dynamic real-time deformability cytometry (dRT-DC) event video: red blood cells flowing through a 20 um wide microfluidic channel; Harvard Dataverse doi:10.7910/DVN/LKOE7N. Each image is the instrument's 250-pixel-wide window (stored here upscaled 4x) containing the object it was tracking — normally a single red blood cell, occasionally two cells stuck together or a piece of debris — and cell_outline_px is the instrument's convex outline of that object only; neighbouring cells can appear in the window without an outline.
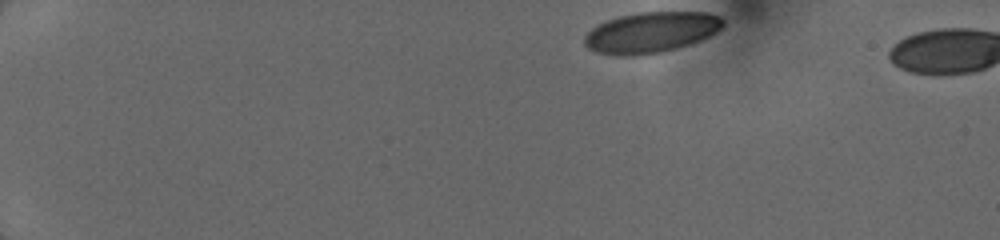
{"species": "human", "species_latin": "Homo sapiens", "temperature_condition": "cold", "stored_images_in_passage": 5, "camera_frame_rate_fps": 3000, "um_per_image_px": 0.085, "donor": {"sex": "female"}, "frame": {"image": 1, "passage_image": 1, "time_ms": 0.0, "image_size_px": [1000, 240], "cell_outline_px": [[724, 24], [716, 32], [700, 40], [676, 48], [660, 52], [628, 56], [616, 56], [596, 52], [588, 48], [584, 44], [584, 36], [596, 24], [620, 16], [640, 12], [708, 12], [720, 16], [724, 20]], "centroid_in_image_um": [55.32, 2.74], "position_along_channel_um": 29.7, "area_um2": 32.83}}